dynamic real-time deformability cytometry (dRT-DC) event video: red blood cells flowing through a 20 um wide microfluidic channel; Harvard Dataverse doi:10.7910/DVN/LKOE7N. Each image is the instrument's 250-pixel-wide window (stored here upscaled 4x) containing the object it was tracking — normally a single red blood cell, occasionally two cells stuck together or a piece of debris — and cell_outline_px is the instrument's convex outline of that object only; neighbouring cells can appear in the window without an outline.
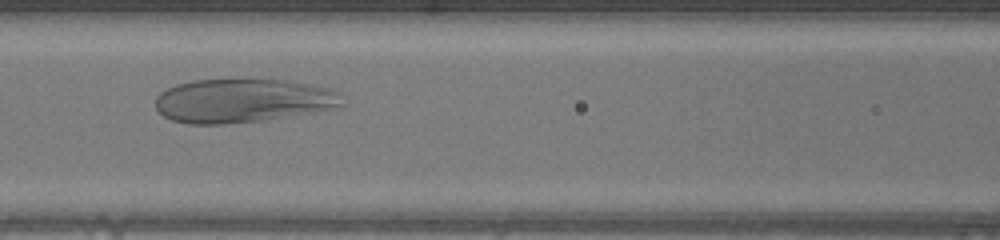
{"species": "human", "species_latin": "Homo sapiens", "temperature_condition": "warm", "stored_images_in_passage": 33, "camera_frame_rate_fps": 3000, "um_per_image_px": 0.085, "donor": {"sex": "male"}, "frame": {"image": 1, "passage_image": 15, "time_ms": 4.667, "image_size_px": [1000, 240], "cell_outline_px": [[344, 104], [340, 108], [264, 120], [224, 124], [188, 124], [172, 120], [164, 116], [156, 108], [156, 96], [160, 92], [176, 84], [196, 80], [288, 80], [332, 88], [336, 92]], "centroid_in_image_um": [20.65, 8.56], "position_along_channel_um": 146.0, "area_um2": 47.69}}
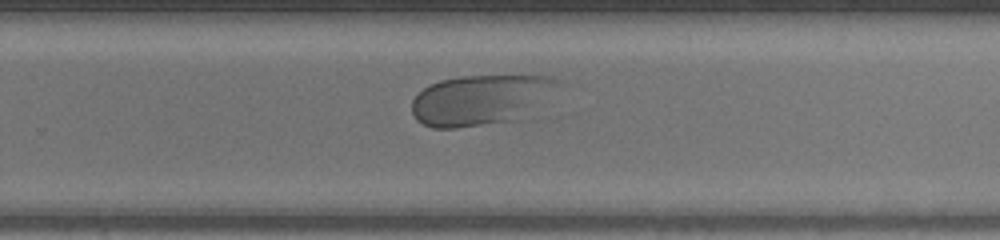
{"frame": {"image": 2, "passage_image": 25, "time_ms": 8.0, "image_size_px": [1000, 240], "cell_outline_px": [[560, 84], [532, 120], [456, 128], [432, 128], [416, 120], [412, 112], [412, 100], [424, 88], [440, 80], [460, 76], [552, 76], [560, 80]], "centroid_in_image_um": [41.0, 8.54], "position_along_channel_um": 288.8, "area_um2": 44.45}}
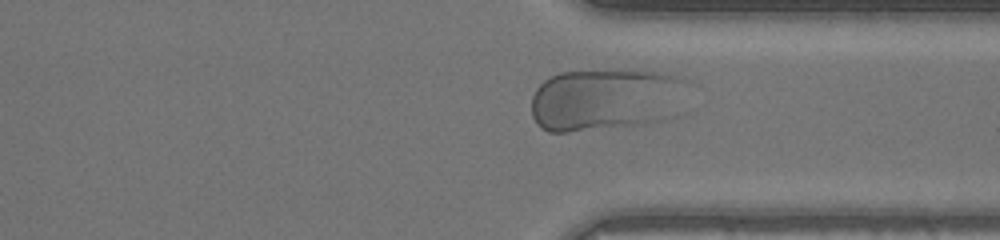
{"frame": {"image": 3, "passage_image": 30, "time_ms": 9.667, "image_size_px": [1000, 240], "cell_outline_px": [[688, 80], [664, 116], [660, 120], [640, 124], [568, 132], [548, 132], [540, 128], [536, 124], [532, 116], [532, 96], [536, 88], [544, 80], [560, 72], [656, 72], [684, 76]], "centroid_in_image_um": [51.28, 8.47], "position_along_channel_um": 360.1, "area_um2": 54.85}}